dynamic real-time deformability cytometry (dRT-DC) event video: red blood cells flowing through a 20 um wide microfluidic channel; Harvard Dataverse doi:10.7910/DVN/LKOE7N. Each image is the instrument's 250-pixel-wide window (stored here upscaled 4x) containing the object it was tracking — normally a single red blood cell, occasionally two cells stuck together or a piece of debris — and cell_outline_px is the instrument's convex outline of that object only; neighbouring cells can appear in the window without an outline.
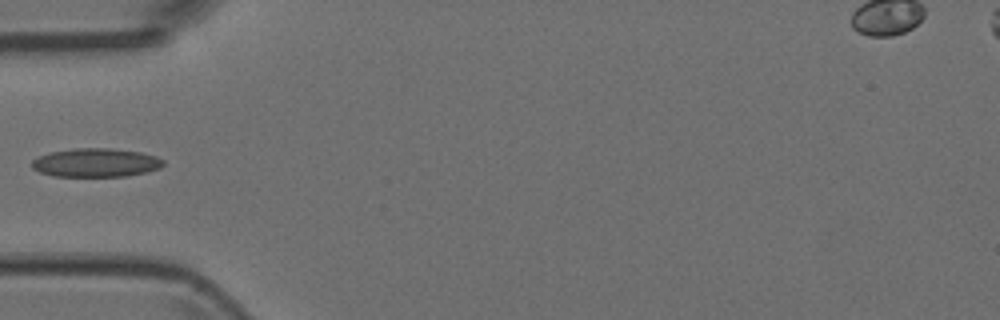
{"species": "Egyptian fruit bat (a non-hibernating species)", "species_latin": "Rousettus aegyptiacus", "temperature_condition": "room temperature", "stored_images_in_passage": 3, "camera_frame_rate_fps": 3000, "um_per_image_px": 0.085, "animal": {"sex": "female"}, "frame": {"image": 1, "passage_image": 2, "time_ms": 0.333, "image_size_px": [1000, 320], "cell_outline_px": [[164, 164], [160, 168], [148, 172], [128, 176], [52, 176], [40, 172], [32, 168], [32, 160], [36, 156], [52, 152], [72, 148], [108, 148], [140, 152], [156, 156], [164, 160]], "centroid_in_image_um": [8.15, 13.83], "position_along_channel_um": 76.9, "area_um2": 22.08}}
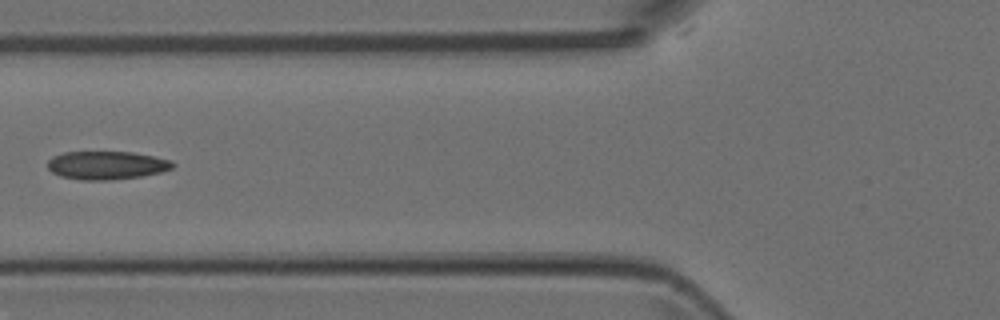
{"frame": {"image": 2, "passage_image": 3, "time_ms": 0.667, "image_size_px": [1000, 320], "cell_outline_px": [[176, 164], [172, 168], [160, 172], [140, 176], [112, 180], [84, 180], [60, 176], [52, 172], [48, 168], [48, 160], [52, 156], [64, 152], [132, 152], [172, 160]], "centroid_in_image_um": [9.06, 14.04], "position_along_channel_um": 116.7, "area_um2": 20.58}}